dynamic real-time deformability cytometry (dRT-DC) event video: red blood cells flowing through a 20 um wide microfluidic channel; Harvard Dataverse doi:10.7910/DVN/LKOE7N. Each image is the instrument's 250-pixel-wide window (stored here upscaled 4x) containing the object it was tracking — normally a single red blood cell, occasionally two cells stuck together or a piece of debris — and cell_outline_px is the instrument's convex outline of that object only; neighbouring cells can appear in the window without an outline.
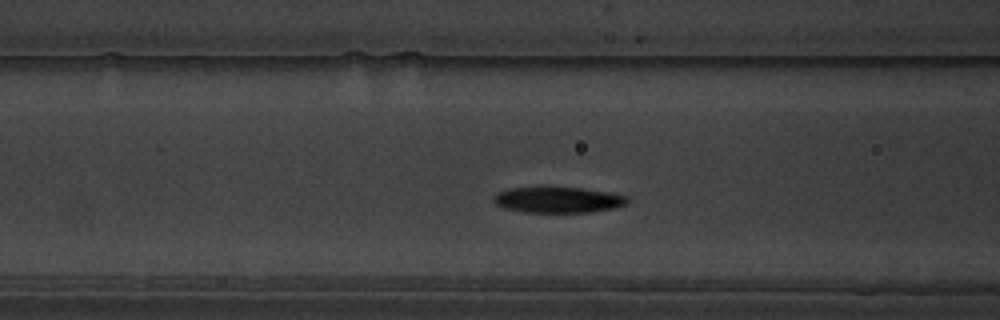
{"species": "common noctule bat (a hibernating species)", "species_latin": "Nyctalus noctula", "temperature_condition": "warm", "stored_images_in_passage": 49, "segment_of_instrument_passage": [1, 2], "camera_frame_rate_fps": 3000, "um_per_image_px": 0.085, "animal": {"sex": "male", "body_mass_g": 19.5, "forearm_length_mm": 54.6}, "frame": {"image": 1, "passage_image": 13, "time_ms": 4.0, "image_size_px": [1000, 320], "cell_outline_px": [[628, 200], [624, 204], [616, 208], [592, 212], [524, 212], [504, 208], [496, 204], [492, 200], [492, 196], [496, 192], [508, 188], [544, 184], [580, 188], [608, 192], [628, 196]], "centroid_in_image_um": [47.34, 16.94], "position_along_channel_um": 119.3, "area_um2": 21.1}}
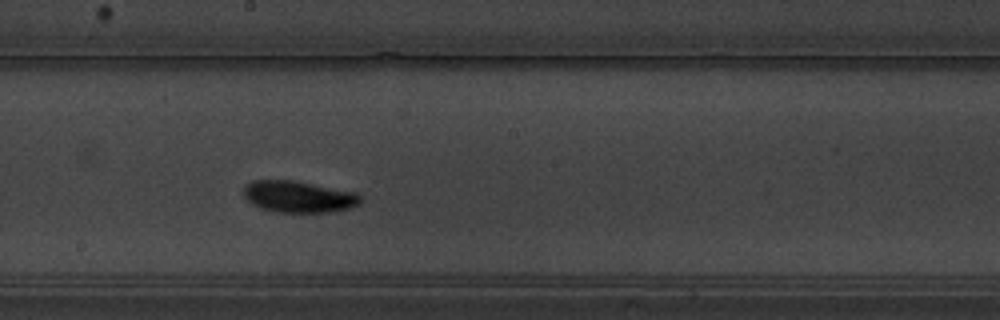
{"frame": {"image": 2, "passage_image": 22, "time_ms": 7.0, "image_size_px": [1000, 320], "cell_outline_px": [[360, 204], [352, 208], [336, 212], [276, 212], [260, 208], [252, 204], [244, 196], [244, 188], [252, 180], [292, 180], [356, 192], [360, 196]], "centroid_in_image_um": [25.4, 16.73], "position_along_channel_um": 222.8, "area_um2": 21.56}}
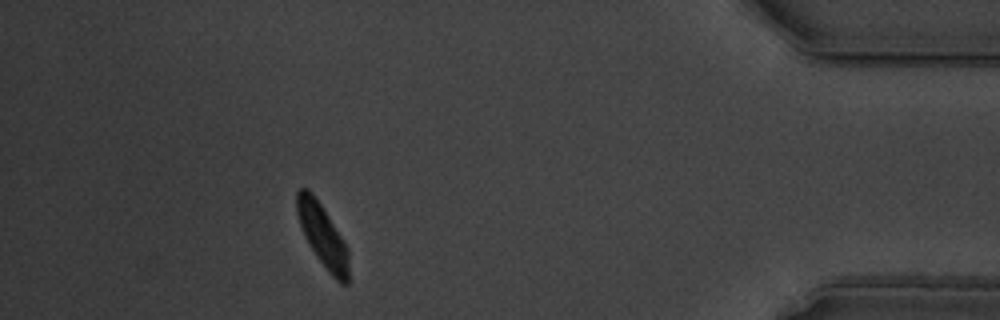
{"frame": {"image": 3, "passage_image": 42, "time_ms": 13.667, "image_size_px": [1000, 320], "cell_outline_px": [[348, 284], [340, 284], [328, 272], [316, 256], [308, 244], [304, 236], [296, 212], [296, 192], [300, 188], [308, 188], [312, 192], [320, 204], [340, 236], [348, 252]], "centroid_in_image_um": [27.38, 20.03], "position_along_channel_um": 407.8, "area_um2": 18.55}}